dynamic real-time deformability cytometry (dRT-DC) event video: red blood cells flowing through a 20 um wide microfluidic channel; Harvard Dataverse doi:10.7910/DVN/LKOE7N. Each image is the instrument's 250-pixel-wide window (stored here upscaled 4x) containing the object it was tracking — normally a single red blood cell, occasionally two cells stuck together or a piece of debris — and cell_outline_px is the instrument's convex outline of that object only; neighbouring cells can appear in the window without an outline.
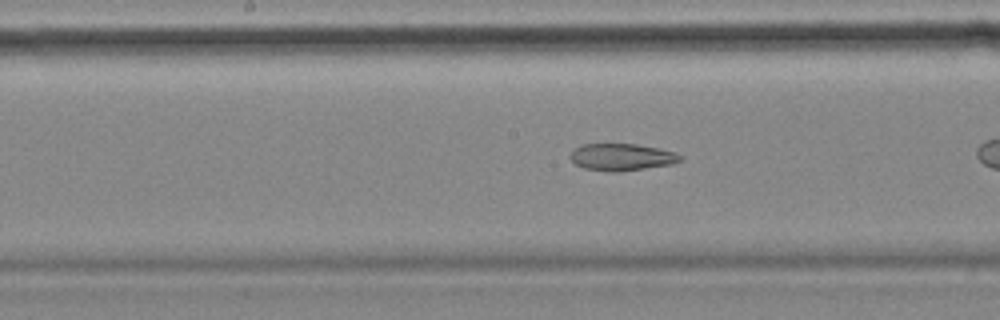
{"species": "common noctule bat (a hibernating species)", "species_latin": "Nyctalus noctula", "temperature_condition": "cold", "stored_images_in_passage": 28, "camera_frame_rate_fps": 3000, "um_per_image_px": 0.085, "animal": {"sex": "female", "body_mass_g": 18.4}, "frame": {"image": 1, "passage_image": 13, "time_ms": 4.0, "image_size_px": [1000, 320], "cell_outline_px": [[684, 156], [680, 160], [672, 164], [616, 172], [612, 172], [584, 168], [576, 164], [568, 156], [580, 144], [636, 144], [660, 148], [676, 152]], "centroid_in_image_um": [52.86, 13.34], "position_along_channel_um": 195.3, "area_um2": 17.28}}